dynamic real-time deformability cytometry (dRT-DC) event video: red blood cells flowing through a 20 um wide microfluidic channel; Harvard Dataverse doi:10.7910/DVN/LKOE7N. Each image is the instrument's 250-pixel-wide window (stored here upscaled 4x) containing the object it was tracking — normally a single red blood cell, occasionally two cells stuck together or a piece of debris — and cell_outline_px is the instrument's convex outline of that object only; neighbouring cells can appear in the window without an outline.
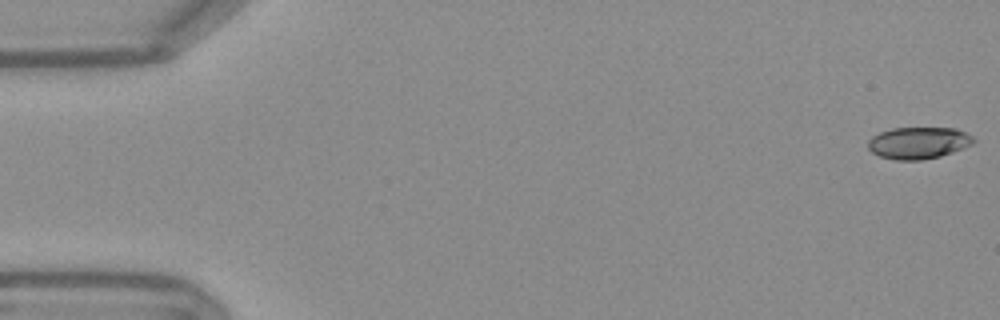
{"species": "Egyptian fruit bat (a non-hibernating species)", "species_latin": "Rousettus aegyptiacus", "temperature_condition": "warm", "stored_images_in_passage": 14, "camera_frame_rate_fps": 3000, "um_per_image_px": 0.085, "frame": {"image": 1, "passage_image": 1, "time_ms": 0.0, "image_size_px": [1000, 320], "cell_outline_px": [[976, 140], [972, 144], [952, 152], [940, 156], [920, 160], [896, 160], [880, 156], [872, 152], [868, 148], [868, 140], [872, 136], [880, 132], [892, 128], [956, 128], [972, 136]], "centroid_in_image_um": [78.05, 12.14], "position_along_channel_um": 6.9, "area_um2": 19.48}}
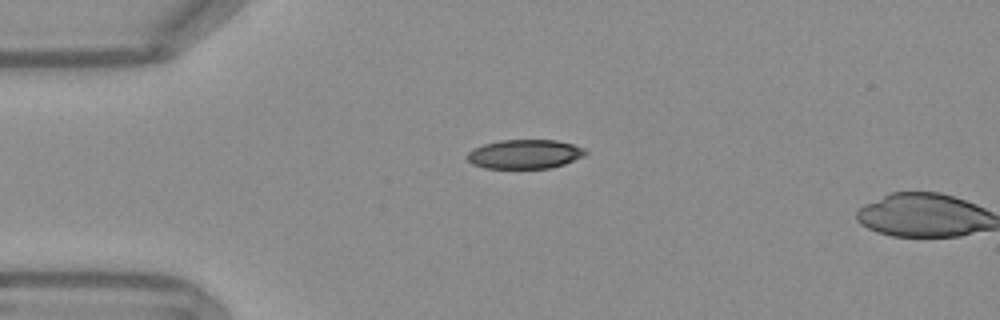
{"frame": {"image": 2, "passage_image": 13, "time_ms": 4.0, "image_size_px": [1000, 320], "cell_outline_px": [[588, 152], [584, 156], [564, 164], [548, 168], [484, 168], [472, 164], [464, 156], [472, 148], [484, 144], [500, 140], [556, 140], [572, 144], [584, 148]], "centroid_in_image_um": [44.57, 13.1], "position_along_channel_um": 40.4, "area_um2": 20.17}}